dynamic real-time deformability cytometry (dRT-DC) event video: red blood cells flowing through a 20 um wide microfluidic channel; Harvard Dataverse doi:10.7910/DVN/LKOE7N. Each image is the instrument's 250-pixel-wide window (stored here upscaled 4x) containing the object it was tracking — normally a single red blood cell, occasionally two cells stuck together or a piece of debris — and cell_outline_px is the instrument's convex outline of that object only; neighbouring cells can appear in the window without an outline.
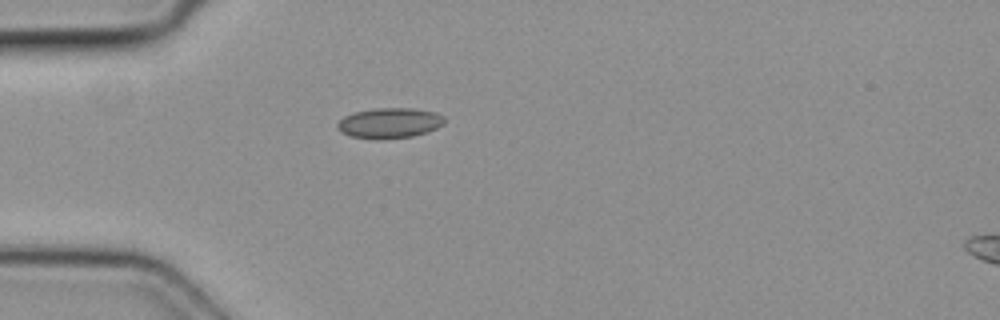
{"species": "common noctule bat (a hibernating species)", "species_latin": "Nyctalus noctula", "temperature_condition": "cold", "stored_images_in_passage": 1, "camera_frame_rate_fps": 3000, "um_per_image_px": 0.085, "animal": {"sex": "female", "body_mass_g": 19.3, "forearm_length_mm": 54.1}, "frame": {"image": 1, "passage_image": 1, "time_ms": 0.0, "image_size_px": [1000, 320], "cell_outline_px": [[444, 124], [428, 132], [412, 136], [380, 140], [352, 136], [340, 132], [336, 128], [336, 124], [344, 116], [356, 112], [376, 108], [412, 108], [436, 112], [444, 116]], "centroid_in_image_um": [33.11, 10.46], "position_along_channel_um": 51.9, "area_um2": 19.02}}